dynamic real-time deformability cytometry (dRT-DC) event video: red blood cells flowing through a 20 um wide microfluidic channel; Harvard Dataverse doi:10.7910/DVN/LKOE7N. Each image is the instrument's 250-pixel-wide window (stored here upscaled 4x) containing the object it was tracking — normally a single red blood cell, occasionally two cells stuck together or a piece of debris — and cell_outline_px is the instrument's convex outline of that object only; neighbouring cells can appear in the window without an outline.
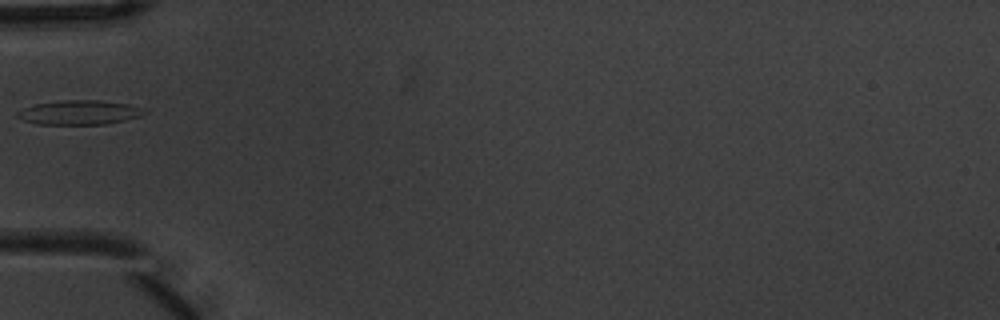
{"species": "common noctule bat (a hibernating species)", "species_latin": "Nyctalus noctula", "temperature_condition": "warm", "stored_images_in_passage": 2, "camera_frame_rate_fps": 3000, "um_per_image_px": 0.085, "animal": {"sex": "male", "body_mass_g": 20.1, "forearm_length_mm": 53.5}, "frame": {"image": 1, "passage_image": 1, "time_ms": 0.0, "image_size_px": [1000, 320], "cell_outline_px": [[148, 112], [140, 116], [108, 124], [36, 124], [20, 120], [16, 116], [16, 112], [24, 108], [36, 104], [64, 100], [100, 100], [128, 104], [140, 108]], "centroid_in_image_um": [6.71, 9.56], "position_along_channel_um": 78.3, "area_um2": 17.98}}